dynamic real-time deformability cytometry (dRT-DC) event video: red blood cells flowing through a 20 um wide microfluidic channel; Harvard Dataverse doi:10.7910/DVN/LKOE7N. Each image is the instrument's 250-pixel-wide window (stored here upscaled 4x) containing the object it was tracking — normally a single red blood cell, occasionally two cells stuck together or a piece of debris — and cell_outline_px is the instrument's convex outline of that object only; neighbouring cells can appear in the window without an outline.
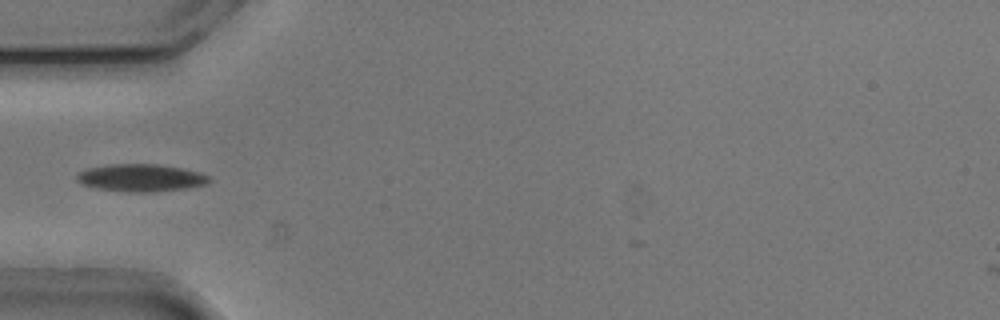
{"species": "common noctule bat (a hibernating species)", "species_latin": "Nyctalus noctula", "temperature_condition": "cold", "stored_images_in_passage": 36, "camera_frame_rate_fps": 3000, "um_per_image_px": 0.085, "animal": {"sex": "male", "body_mass_g": 20.5, "forearm_length_mm": 52.5}, "frame": {"image": 1, "passage_image": 1, "time_ms": 0.0, "image_size_px": [1000, 320], "cell_outline_px": [[212, 180], [208, 184], [188, 188], [152, 192], [132, 192], [100, 188], [80, 184], [76, 180], [76, 176], [80, 172], [88, 168], [108, 164], [156, 164], [184, 168], [200, 172], [208, 176]], "centroid_in_image_um": [12.02, 15.11], "position_along_channel_um": 73.0, "area_um2": 21.21}}
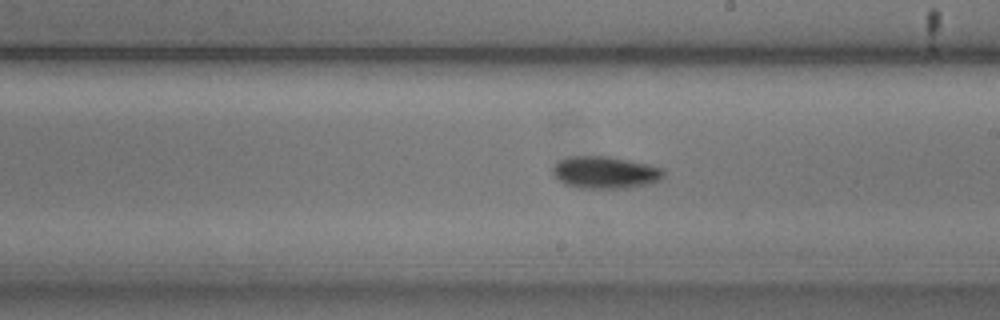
{"frame": {"image": 2, "passage_image": 14, "time_ms": 4.333, "image_size_px": [1000, 320], "cell_outline_px": [[664, 176], [660, 180], [652, 184], [628, 188], [576, 188], [564, 184], [552, 172], [552, 168], [560, 160], [568, 156], [608, 156], [648, 164], [664, 168]], "centroid_in_image_um": [51.47, 14.66], "position_along_channel_um": 237.5, "area_um2": 20.98}}
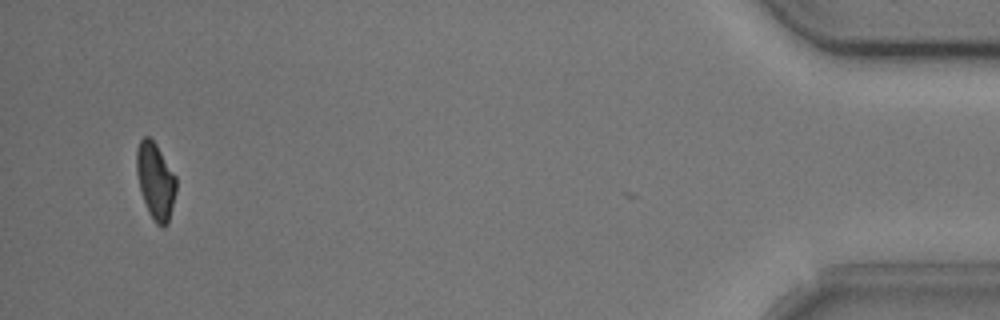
{"frame": {"image": 3, "passage_image": 35, "time_ms": 11.333, "image_size_px": [1000, 320], "cell_outline_px": [[176, 192], [168, 224], [164, 228], [156, 224], [148, 212], [140, 188], [136, 172], [136, 148], [140, 140], [144, 136], [148, 136], [156, 144], [176, 176]], "centroid_in_image_um": [13.22, 15.39], "position_along_channel_um": 422.0, "area_um2": 17.69}}